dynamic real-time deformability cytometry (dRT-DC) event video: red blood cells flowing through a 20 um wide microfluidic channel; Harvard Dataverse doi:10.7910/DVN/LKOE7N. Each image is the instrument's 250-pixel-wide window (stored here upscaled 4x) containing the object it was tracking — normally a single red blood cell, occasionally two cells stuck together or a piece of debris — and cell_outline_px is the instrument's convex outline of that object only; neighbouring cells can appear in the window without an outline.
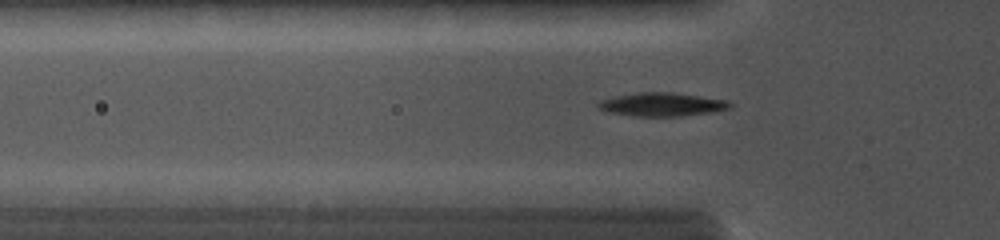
{"species": "common noctule bat (a hibernating species)", "species_latin": "Nyctalus noctula", "temperature_condition": "cold", "stored_images_in_passage": 37, "camera_frame_rate_fps": 5000, "um_per_image_px": 0.085, "animal": {"sex": "female", "body_mass_g": 19.0, "forearm_length_mm": 56.7}, "frame": {"image": 1, "passage_image": 2, "time_ms": 0.2, "image_size_px": [1000, 240], "cell_outline_px": [[732, 108], [712, 112], [680, 116], [632, 116], [612, 112], [596, 108], [596, 104], [600, 100], [616, 96], [636, 92], [672, 92], [728, 100], [732, 104]], "centroid_in_image_um": [56.27, 8.87], "position_along_channel_um": 69.5, "area_um2": 18.09}}
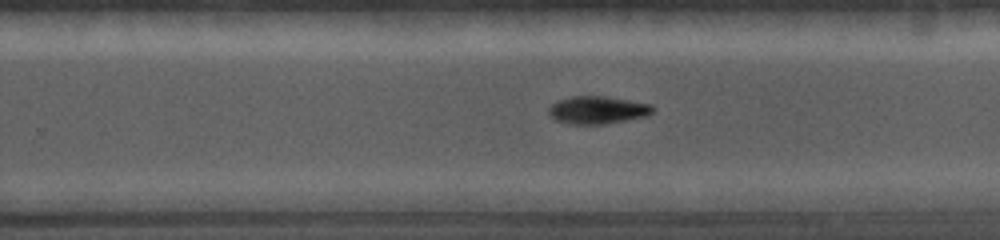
{"frame": {"image": 2, "passage_image": 21, "time_ms": 5.0, "image_size_px": [1000, 240], "cell_outline_px": [[652, 112], [648, 116], [628, 120], [604, 124], [568, 124], [556, 120], [548, 112], [548, 108], [552, 104], [560, 100], [572, 96], [608, 96], [652, 104]], "centroid_in_image_um": [50.81, 9.35], "position_along_channel_um": 279.0, "area_um2": 16.82}}
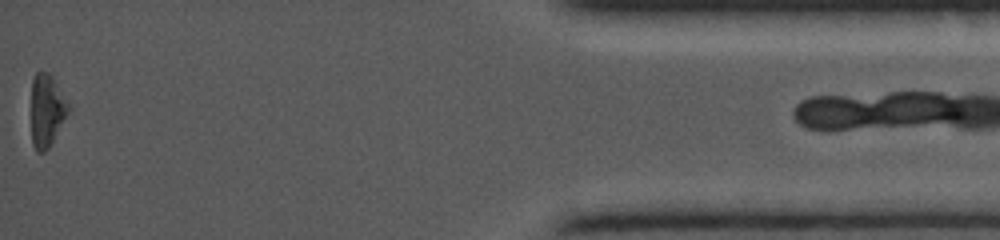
{"frame": {"image": 3, "passage_image": 37, "time_ms": 10.0, "image_size_px": [1000, 240], "cell_outline_px": [[72, 104], [68, 112], [48, 148], [44, 152], [36, 152], [32, 144], [32, 80], [36, 72], [48, 72], [52, 76]], "centroid_in_image_um": [3.99, 9.35], "position_along_channel_um": 431.2, "area_um2": 15.72}}